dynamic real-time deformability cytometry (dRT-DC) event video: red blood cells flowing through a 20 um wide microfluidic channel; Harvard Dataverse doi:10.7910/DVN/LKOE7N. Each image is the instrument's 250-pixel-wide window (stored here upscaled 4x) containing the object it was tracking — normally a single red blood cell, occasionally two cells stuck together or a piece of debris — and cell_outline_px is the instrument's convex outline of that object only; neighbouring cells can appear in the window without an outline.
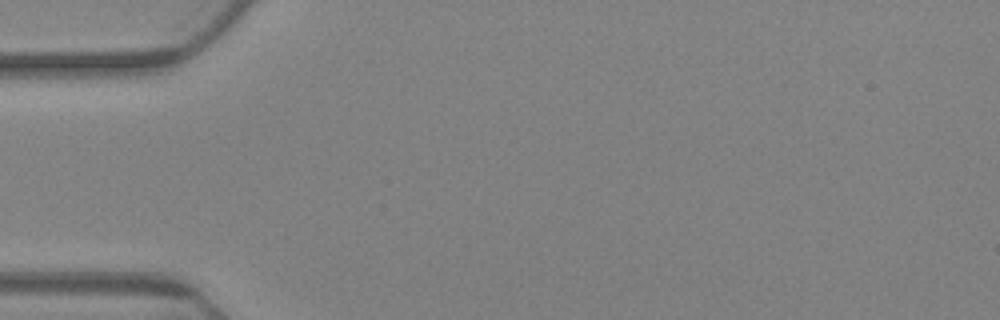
{"species": "Egyptian fruit bat (a non-hibernating species)", "species_latin": "Rousettus aegyptiacus", "temperature_condition": "warm", "stored_images_in_passage": 4, "camera_frame_rate_fps": 3000, "um_per_image_px": 0.085, "animal": {"sex": "female"}, "frame": {"image": 1, "passage_image": 1, "time_ms": 0.0, "image_size_px": [1000, 320], "cell_outline_px": [[280, 288], [252, 276], [204, 240], [196, 232], [204, 228], [224, 232], [248, 248], [276, 272], [280, 284]], "centroid_in_image_um": [20.41, 21.72], "position_along_channel_um": 64.6, "area_um2": 11.39}}